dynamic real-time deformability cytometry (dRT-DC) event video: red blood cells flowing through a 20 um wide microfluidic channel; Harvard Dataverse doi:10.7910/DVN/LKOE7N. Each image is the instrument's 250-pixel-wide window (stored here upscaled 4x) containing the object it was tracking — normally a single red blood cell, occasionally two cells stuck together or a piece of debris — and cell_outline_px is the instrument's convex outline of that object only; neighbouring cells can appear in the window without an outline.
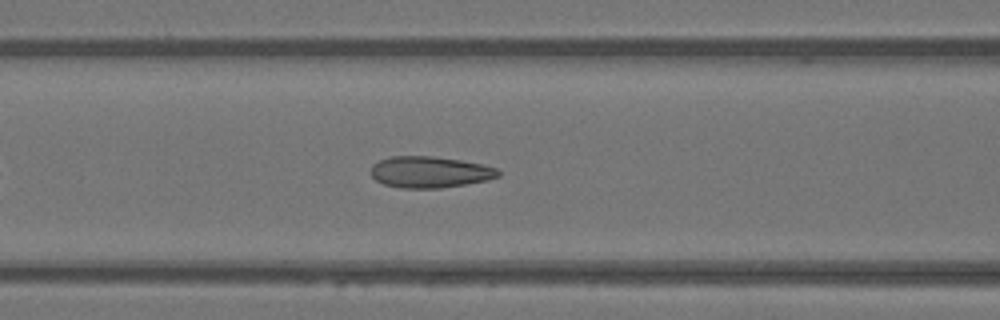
{"species": "Egyptian fruit bat (a non-hibernating species)", "species_latin": "Rousettus aegyptiacus", "temperature_condition": "warm", "stored_images_in_passage": 39, "camera_frame_rate_fps": 3000, "um_per_image_px": 0.085, "animal": {"sex": "female"}, "frame": {"image": 1, "passage_image": 12, "time_ms": 3.667, "image_size_px": [1000, 320], "cell_outline_px": [[500, 176], [488, 180], [440, 188], [400, 188], [384, 184], [376, 180], [372, 176], [372, 164], [380, 160], [392, 156], [432, 156], [460, 160], [480, 164], [496, 168], [500, 172]], "centroid_in_image_um": [36.53, 14.63], "position_along_channel_um": 130.1, "area_um2": 23.12}}
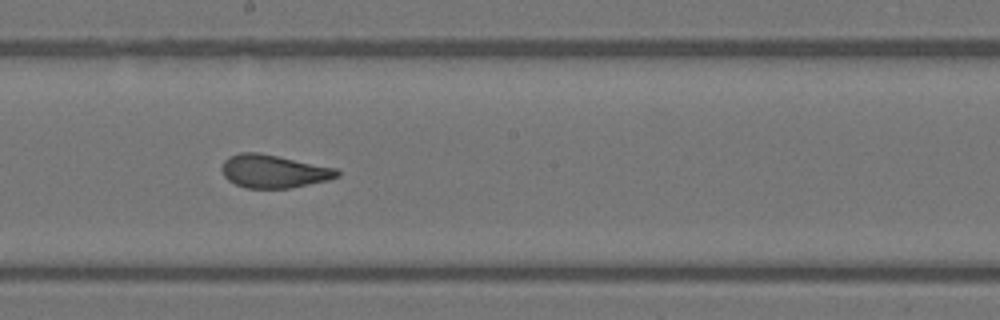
{"frame": {"image": 2, "passage_image": 19, "time_ms": 6.0, "image_size_px": [1000, 320], "cell_outline_px": [[340, 176], [328, 180], [288, 188], [248, 188], [236, 184], [228, 180], [224, 176], [220, 168], [224, 160], [228, 156], [240, 152], [260, 152], [336, 168], [340, 172]], "centroid_in_image_um": [23.24, 14.54], "position_along_channel_um": 225.0, "area_um2": 22.31}}
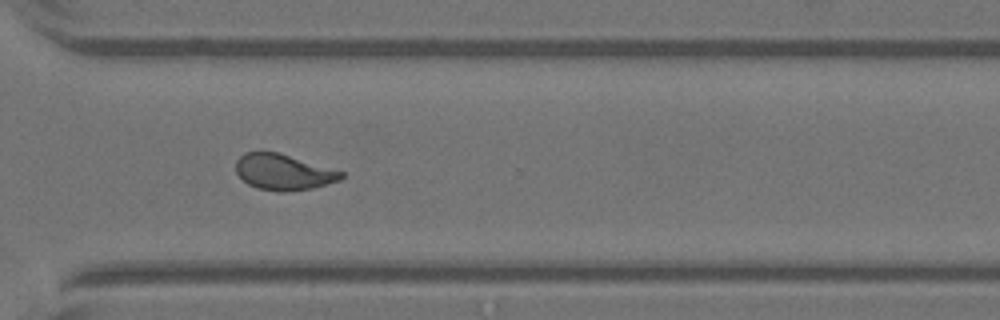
{"frame": {"image": 3, "passage_image": 28, "time_ms": 9.0, "image_size_px": [1000, 320], "cell_outline_px": [[344, 176], [340, 180], [312, 188], [284, 192], [280, 192], [256, 188], [248, 184], [236, 172], [236, 160], [244, 152], [260, 148], [276, 152], [344, 172]], "centroid_in_image_um": [24.03, 14.6], "position_along_channel_um": 346.6, "area_um2": 22.2}, "authors_computed_cell_mechanics": {"area_um2": 22.253, "velocity_mm_per_s": 4.0831, "shape_relaxation_time_tau1_ms": null, "shape_relaxation_time_tau2_ms": 0.891, "deformation_change_tau1": null, "deformation_change_tau2": 0.0885}}